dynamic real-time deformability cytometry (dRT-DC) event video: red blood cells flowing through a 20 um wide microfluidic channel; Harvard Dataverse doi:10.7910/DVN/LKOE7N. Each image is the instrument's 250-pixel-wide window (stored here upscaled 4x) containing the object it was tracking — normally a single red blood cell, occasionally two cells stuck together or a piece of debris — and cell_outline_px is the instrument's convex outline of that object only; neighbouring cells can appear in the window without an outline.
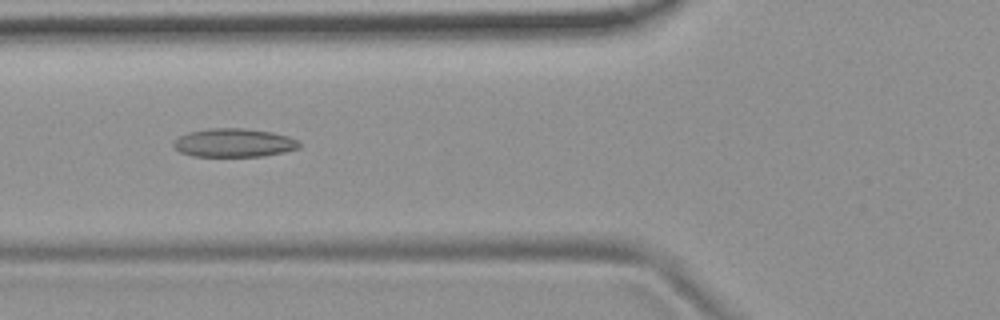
{"species": "common noctule bat (a hibernating species)", "species_latin": "Nyctalus noctula", "temperature_condition": "room temperature", "stored_images_in_passage": 38, "camera_frame_rate_fps": 3000, "um_per_image_px": 0.085, "animal": {"sex": "female", "body_mass_g": 19.9}, "frame": {"image": 1, "passage_image": 19, "time_ms": 6.0, "image_size_px": [1000, 320], "cell_outline_px": [[300, 148], [284, 152], [264, 156], [192, 156], [180, 152], [172, 144], [180, 136], [188, 132], [208, 128], [244, 128], [272, 132], [288, 136], [296, 140], [300, 144]], "centroid_in_image_um": [19.89, 12.13], "position_along_channel_um": 105.9, "area_um2": 20.87}}
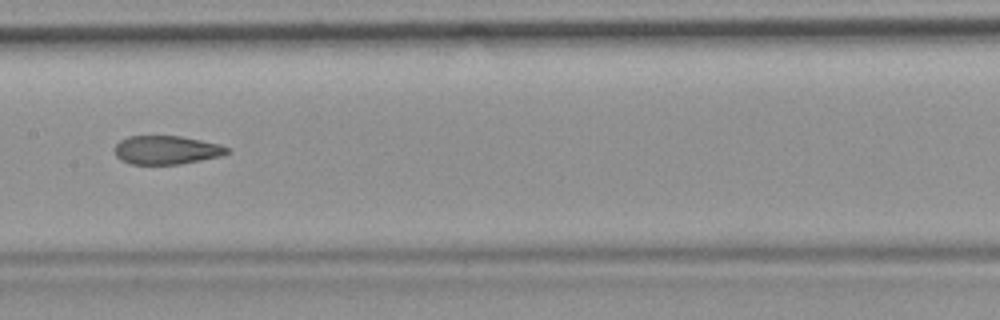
{"frame": {"image": 2, "passage_image": 26, "time_ms": 8.333, "image_size_px": [1000, 320], "cell_outline_px": [[228, 152], [220, 156], [180, 164], [132, 164], [120, 160], [116, 156], [116, 144], [120, 140], [128, 136], [180, 136], [220, 144], [228, 148]], "centroid_in_image_um": [14.13, 12.75], "position_along_channel_um": 193.3, "area_um2": 18.55}}
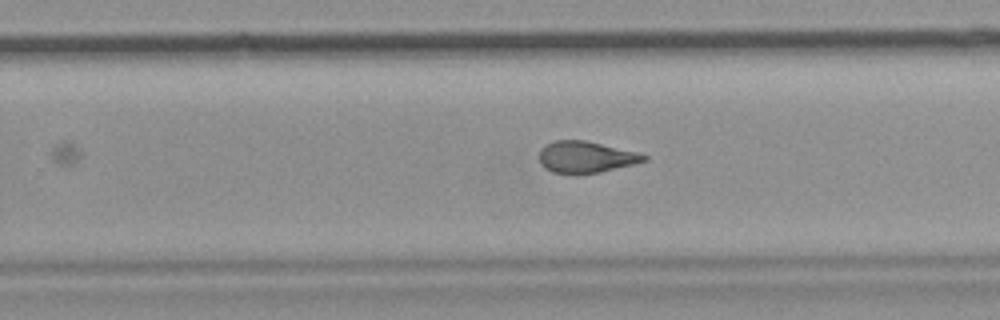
{"frame": {"image": 3, "passage_image": 33, "time_ms": 10.667, "image_size_px": [1000, 320], "cell_outline_px": [[648, 160], [600, 172], [576, 176], [552, 172], [544, 168], [540, 164], [540, 148], [556, 140], [584, 140], [640, 152], [648, 156]], "centroid_in_image_um": [49.79, 13.37], "position_along_channel_um": 280.0, "area_um2": 19.59}}